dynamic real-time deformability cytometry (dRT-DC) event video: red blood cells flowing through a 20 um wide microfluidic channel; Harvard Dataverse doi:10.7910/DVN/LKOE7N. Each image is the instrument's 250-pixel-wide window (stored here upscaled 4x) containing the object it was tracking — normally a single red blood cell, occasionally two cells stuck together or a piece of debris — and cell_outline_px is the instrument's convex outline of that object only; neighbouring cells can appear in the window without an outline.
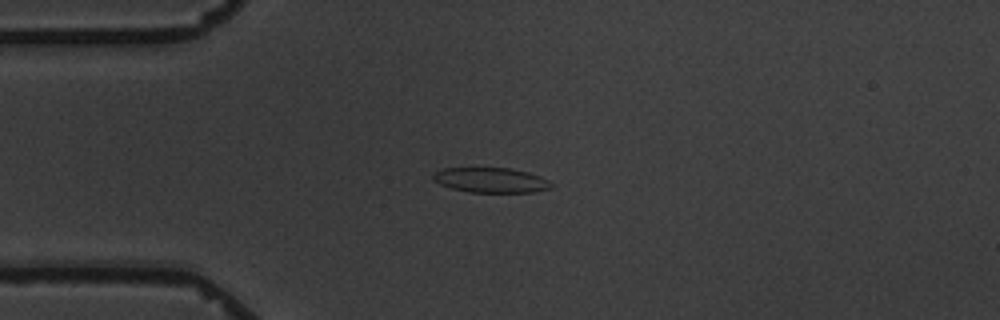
{"species": "common noctule bat (a hibernating species)", "species_latin": "Nyctalus noctula", "temperature_condition": "warm", "stored_images_in_passage": 1, "camera_frame_rate_fps": 3000, "um_per_image_px": 0.085, "animal": {"sex": "male", "body_mass_g": 19.5, "forearm_length_mm": 54.6}, "frame": {"image": 1, "passage_image": 1, "time_ms": 0.0, "image_size_px": [1000, 320], "cell_outline_px": [[552, 188], [536, 192], [468, 192], [452, 188], [440, 184], [432, 180], [432, 176], [440, 168], [512, 168], [528, 172], [540, 176], [548, 180], [552, 184]], "centroid_in_image_um": [41.73, 15.31], "position_along_channel_um": 43.3, "area_um2": 17.28}}